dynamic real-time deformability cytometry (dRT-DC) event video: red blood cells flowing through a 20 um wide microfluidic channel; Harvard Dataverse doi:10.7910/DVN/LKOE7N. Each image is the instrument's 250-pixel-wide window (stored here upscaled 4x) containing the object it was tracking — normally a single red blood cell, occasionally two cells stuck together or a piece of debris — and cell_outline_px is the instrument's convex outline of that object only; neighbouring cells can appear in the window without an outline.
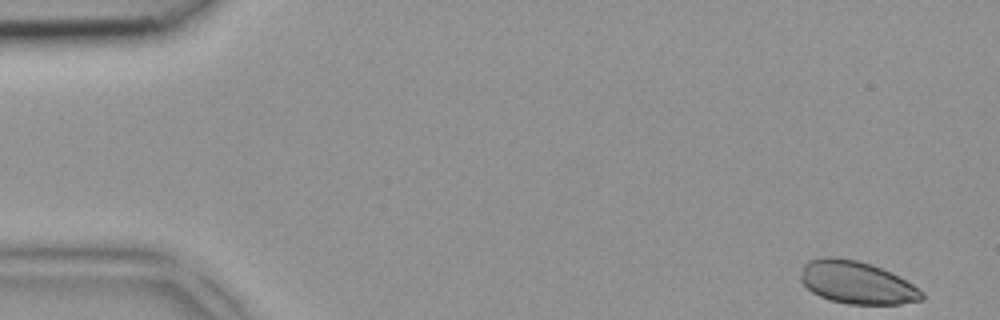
{"species": "common noctule bat (a hibernating species)", "species_latin": "Nyctalus noctula", "temperature_condition": "room temperature", "stored_images_in_passage": 4, "camera_frame_rate_fps": 3000, "um_per_image_px": 0.085, "animal": {"sex": "female", "body_mass_g": 18.4}, "frame": {"image": 1, "passage_image": 1, "time_ms": 0.0, "image_size_px": [1000, 320], "cell_outline_px": [[924, 300], [900, 304], [848, 304], [828, 300], [812, 292], [800, 280], [800, 276], [804, 264], [808, 260], [824, 256], [832, 256], [856, 260], [880, 268], [912, 284], [924, 292]], "centroid_in_image_um": [72.8, 24.03], "position_along_channel_um": 12.2, "area_um2": 29.94}}
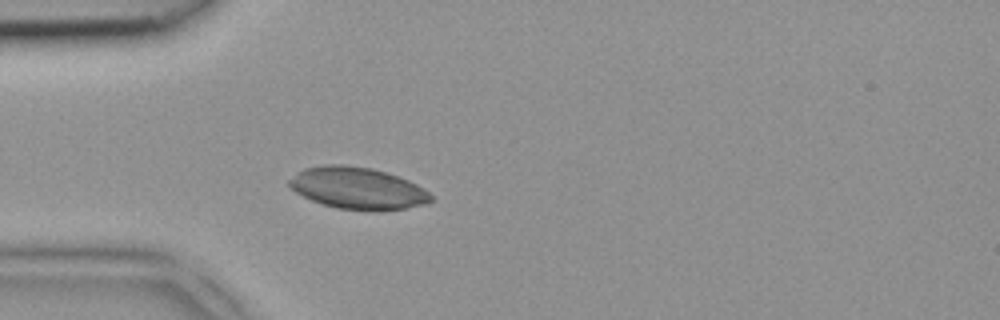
{"frame": {"image": 2, "passage_image": 4, "time_ms": 1.0, "image_size_px": [1000, 320], "cell_outline_px": [[432, 200], [424, 204], [404, 208], [336, 208], [312, 200], [296, 192], [288, 184], [288, 180], [304, 168], [324, 164], [344, 164], [372, 168], [408, 180], [424, 188], [432, 196]], "centroid_in_image_um": [30.36, 15.95], "position_along_channel_um": 54.6, "area_um2": 33.52}}